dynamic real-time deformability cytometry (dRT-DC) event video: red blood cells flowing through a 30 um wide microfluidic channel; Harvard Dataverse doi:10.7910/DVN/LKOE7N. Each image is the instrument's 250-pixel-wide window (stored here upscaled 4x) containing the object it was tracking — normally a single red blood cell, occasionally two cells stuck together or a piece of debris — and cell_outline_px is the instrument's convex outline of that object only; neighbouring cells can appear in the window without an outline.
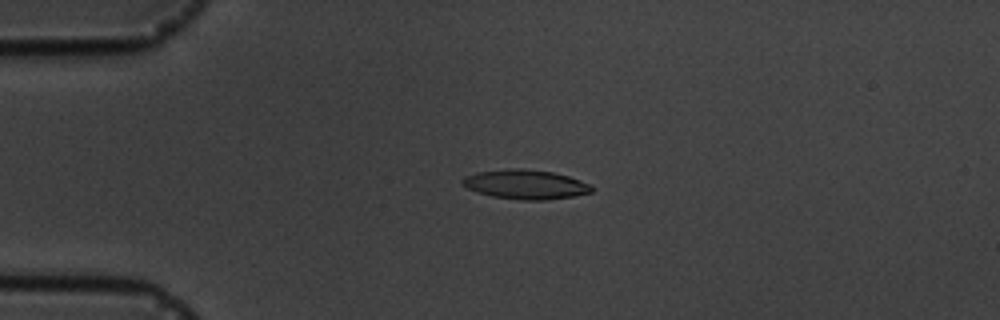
{"species": "common noctule bat (a hibernating species)", "species_latin": "Nyctalus noctula", "temperature_condition": "cold", "stored_images_in_passage": 5, "camera_frame_rate_fps": 3000, "um_per_image_px": 0.085, "animal": {"sex": "male", "body_mass_g": 19.5, "forearm_length_mm": 54.6}, "frame": {"image": 1, "passage_image": 4, "time_ms": 3.667, "image_size_px": [1000, 320], "cell_outline_px": [[592, 192], [572, 196], [548, 200], [524, 200], [492, 196], [476, 192], [460, 184], [460, 180], [464, 176], [476, 172], [508, 168], [520, 168], [552, 172], [568, 176], [592, 184]], "centroid_in_image_um": [44.63, 15.67], "position_along_channel_um": 40.4, "area_um2": 22.25}}